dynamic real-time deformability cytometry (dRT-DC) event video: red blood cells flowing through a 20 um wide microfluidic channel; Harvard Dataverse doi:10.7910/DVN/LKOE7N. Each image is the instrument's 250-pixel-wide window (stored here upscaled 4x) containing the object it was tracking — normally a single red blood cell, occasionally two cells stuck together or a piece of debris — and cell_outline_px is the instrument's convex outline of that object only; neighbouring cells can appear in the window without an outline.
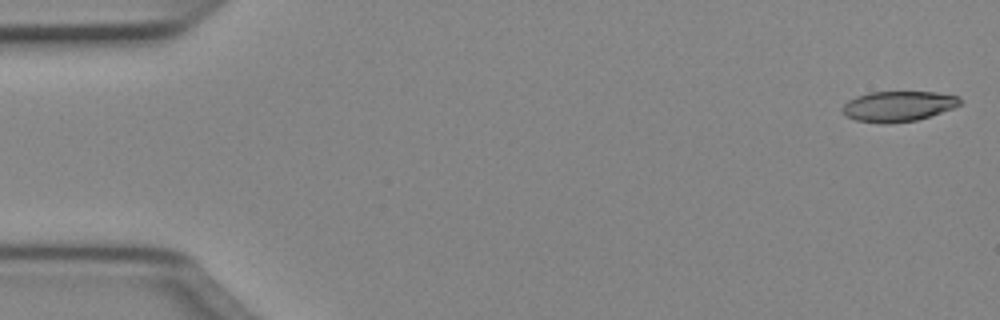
{"species": "Egyptian fruit bat (a non-hibernating species)", "species_latin": "Rousettus aegyptiacus", "temperature_condition": "cold", "stored_images_in_passage": 50, "camera_frame_rate_fps": 3000, "um_per_image_px": 0.085, "animal": {"sex": "female"}, "frame": {"image": 1, "passage_image": 1, "time_ms": 0.0, "image_size_px": [1000, 320], "cell_outline_px": [[960, 104], [952, 108], [916, 120], [888, 124], [880, 124], [856, 120], [844, 116], [840, 108], [848, 100], [856, 96], [868, 92], [936, 92], [960, 96]], "centroid_in_image_um": [76.28, 9.03], "position_along_channel_um": 8.7, "area_um2": 20.92}}
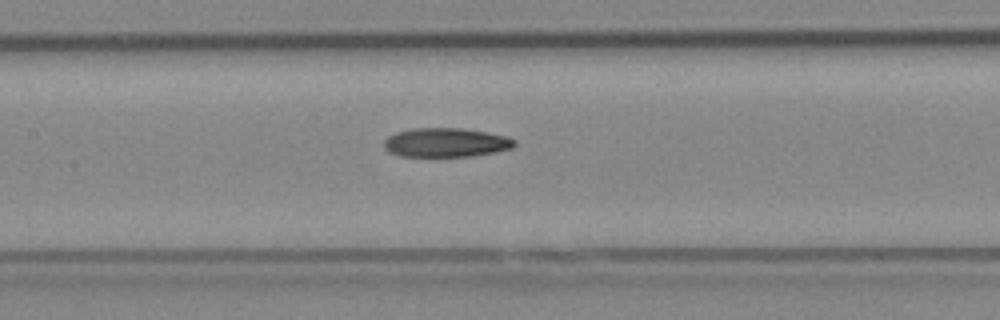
{"frame": {"image": 2, "passage_image": 23, "time_ms": 7.333, "image_size_px": [1000, 320], "cell_outline_px": [[516, 144], [512, 148], [496, 152], [472, 156], [400, 156], [388, 152], [384, 148], [384, 140], [388, 136], [396, 132], [412, 128], [464, 128], [488, 132], [508, 136], [516, 140]], "centroid_in_image_um": [37.92, 12.11], "position_along_channel_um": 169.5, "area_um2": 22.37}}
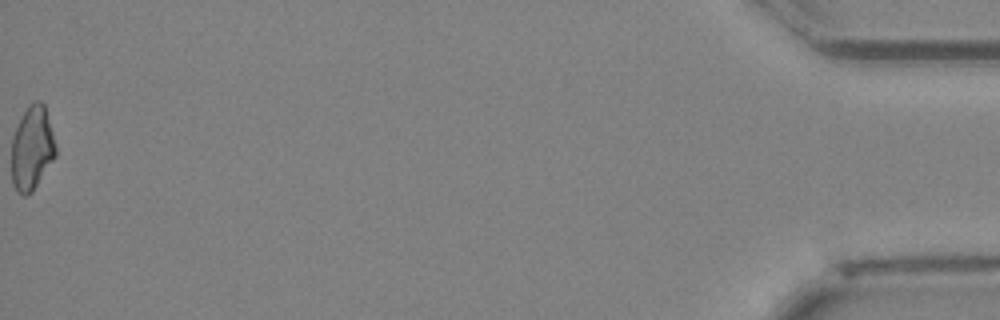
{"frame": {"image": 3, "passage_image": 50, "time_ms": 16.333, "image_size_px": [1000, 320], "cell_outline_px": [[56, 156], [32, 192], [24, 196], [16, 192], [12, 184], [12, 136], [28, 104], [36, 100], [40, 100], [44, 104], [52, 132], [56, 148]], "centroid_in_image_um": [2.71, 12.62], "position_along_channel_um": 432.5, "area_um2": 21.56}, "authors_computed_cell_mechanics": {"area_um2": 22.0796, "velocity_mm_per_s": 4.0585, "shape_relaxation_time_tau1_ms": null, "shape_relaxation_time_tau2_ms": 7.0167, "deformation_change_tau1": null, "deformation_change_tau2": 0.1696}}